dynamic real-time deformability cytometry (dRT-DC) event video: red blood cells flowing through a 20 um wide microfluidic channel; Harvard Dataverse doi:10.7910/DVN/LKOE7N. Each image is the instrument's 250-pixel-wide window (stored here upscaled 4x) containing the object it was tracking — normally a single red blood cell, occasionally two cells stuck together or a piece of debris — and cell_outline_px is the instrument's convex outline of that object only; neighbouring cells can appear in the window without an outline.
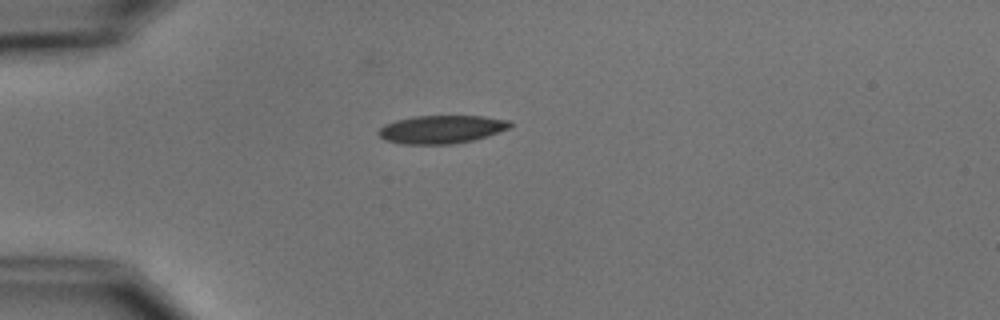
{"species": "common noctule bat (a hibernating species)", "species_latin": "Nyctalus noctula", "temperature_condition": "cold", "stored_images_in_passage": 3, "camera_frame_rate_fps": 3000, "um_per_image_px": 0.085, "animal": {"sex": "male", "body_mass_g": 15.6}, "frame": {"image": 1, "passage_image": 1, "time_ms": 0.0, "image_size_px": [1000, 320], "cell_outline_px": [[512, 128], [472, 140], [452, 144], [400, 144], [384, 140], [376, 132], [384, 124], [396, 120], [412, 116], [484, 116], [512, 120]], "centroid_in_image_um": [37.53, 10.99], "position_along_channel_um": 47.5, "area_um2": 21.79}}